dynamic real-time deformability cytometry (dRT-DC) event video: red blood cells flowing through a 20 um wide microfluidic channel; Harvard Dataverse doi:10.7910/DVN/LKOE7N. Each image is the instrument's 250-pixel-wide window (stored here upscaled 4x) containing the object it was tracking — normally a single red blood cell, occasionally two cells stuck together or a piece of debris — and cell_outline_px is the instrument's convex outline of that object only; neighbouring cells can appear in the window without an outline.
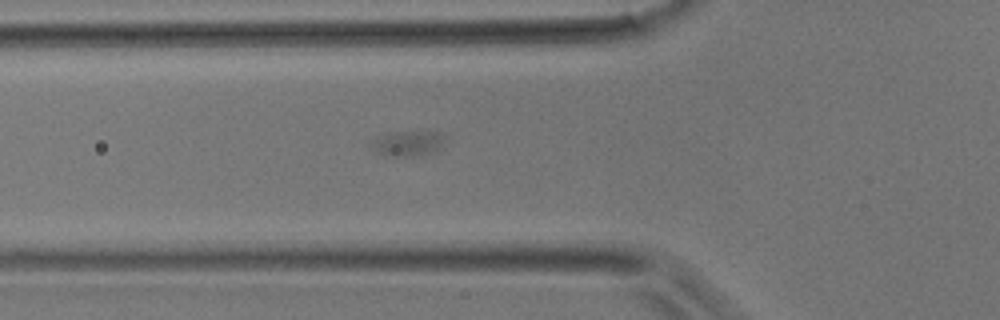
{"species": "common noctule bat (a hibernating species)", "species_latin": "Nyctalus noctula", "temperature_condition": "room temperature", "stored_images_in_passage": 4, "camera_frame_rate_fps": 3000, "um_per_image_px": 0.085, "animal": {"sex": "male", "body_mass_g": 17.9}, "frame": {"image": 1, "passage_image": 4, "time_ms": 1.0, "image_size_px": [1000, 320], "cell_outline_px": [[444, 136], [440, 144], [436, 148], [428, 152], [412, 156], [396, 156], [376, 152], [372, 144], [372, 140], [388, 132], [436, 132]], "centroid_in_image_um": [34.59, 12.17], "position_along_channel_um": 91.2, "area_um2": 10.06}}